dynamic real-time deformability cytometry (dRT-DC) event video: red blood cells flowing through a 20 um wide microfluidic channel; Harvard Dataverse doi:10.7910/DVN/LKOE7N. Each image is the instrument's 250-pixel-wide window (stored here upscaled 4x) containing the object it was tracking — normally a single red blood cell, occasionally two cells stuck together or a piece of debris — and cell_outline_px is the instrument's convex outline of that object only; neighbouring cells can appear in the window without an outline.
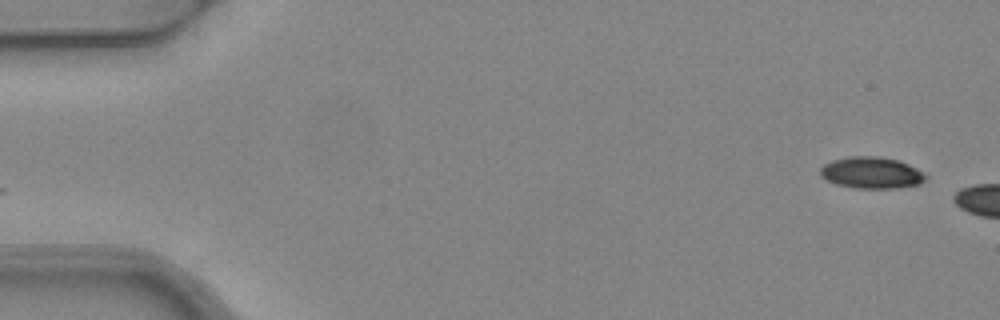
{"species": "common noctule bat (a hibernating species)", "species_latin": "Nyctalus noctula", "temperature_condition": "warm", "stored_images_in_passage": 3, "segment_of_instrument_passage": [2, 2], "camera_frame_rate_fps": 3000, "um_per_image_px": 0.085, "animal": {"sex": "female", "body_mass_g": 24.6, "forearm_length_mm": 56.2}, "frame": {"image": 1, "passage_image": 3, "time_ms": 0.667, "image_size_px": [1000, 320], "cell_outline_px": [[928, 176], [920, 184], [896, 188], [856, 188], [836, 184], [820, 176], [820, 168], [824, 164], [832, 160], [848, 156], [880, 156], [896, 160], [908, 164], [924, 172]], "centroid_in_image_um": [74.07, 14.68], "position_along_channel_um": 10.9, "area_um2": 19.42}}